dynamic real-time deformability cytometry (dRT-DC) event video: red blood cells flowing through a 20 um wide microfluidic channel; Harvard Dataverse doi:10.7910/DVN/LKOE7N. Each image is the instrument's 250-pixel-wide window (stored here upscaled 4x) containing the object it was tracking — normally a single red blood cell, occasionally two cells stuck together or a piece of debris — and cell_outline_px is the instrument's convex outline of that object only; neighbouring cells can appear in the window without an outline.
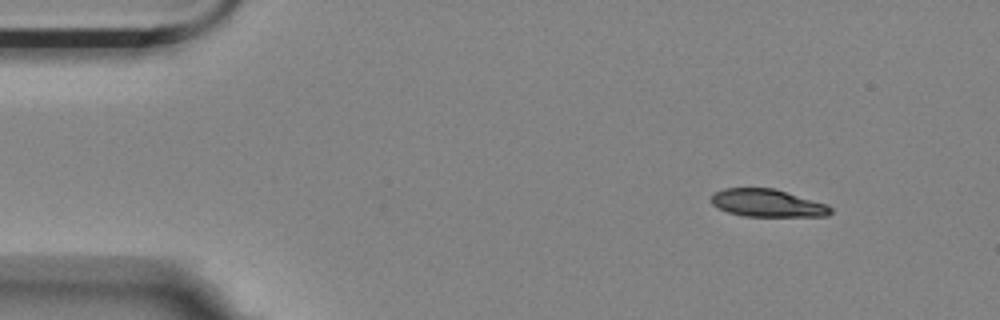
{"species": "Egyptian fruit bat (a non-hibernating species)", "species_latin": "Rousettus aegyptiacus", "temperature_condition": "room temperature", "stored_images_in_passage": 5, "camera_frame_rate_fps": 3000, "um_per_image_px": 0.085, "animal": {"sex": "female"}, "frame": {"image": 1, "passage_image": 1, "time_ms": 0.0, "image_size_px": [1000, 320], "cell_outline_px": [[832, 212], [828, 216], [744, 216], [728, 212], [716, 208], [712, 204], [712, 196], [716, 192], [724, 188], [776, 188], [828, 204], [832, 208]], "centroid_in_image_um": [65.26, 17.26], "position_along_channel_um": 19.7, "area_um2": 19.36}}
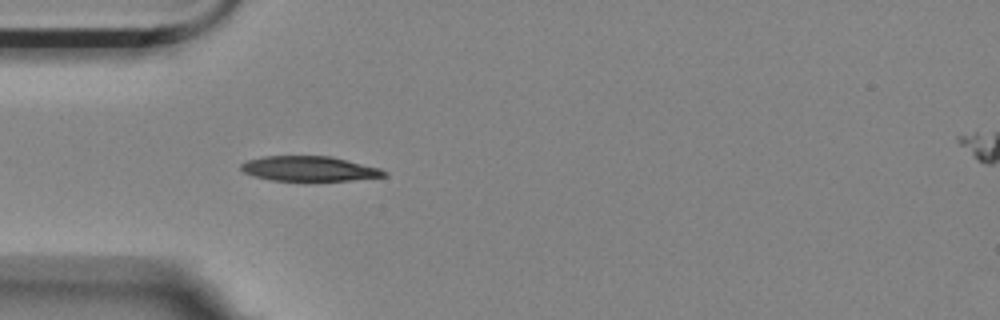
{"frame": {"image": 2, "passage_image": 4, "time_ms": 1.0, "image_size_px": [1000, 320], "cell_outline_px": [[388, 176], [352, 180], [272, 180], [256, 176], [244, 172], [240, 168], [240, 164], [248, 160], [264, 156], [332, 156], [380, 168], [388, 172]], "centroid_in_image_um": [26.33, 14.33], "position_along_channel_um": 58.7, "area_um2": 20.63}}